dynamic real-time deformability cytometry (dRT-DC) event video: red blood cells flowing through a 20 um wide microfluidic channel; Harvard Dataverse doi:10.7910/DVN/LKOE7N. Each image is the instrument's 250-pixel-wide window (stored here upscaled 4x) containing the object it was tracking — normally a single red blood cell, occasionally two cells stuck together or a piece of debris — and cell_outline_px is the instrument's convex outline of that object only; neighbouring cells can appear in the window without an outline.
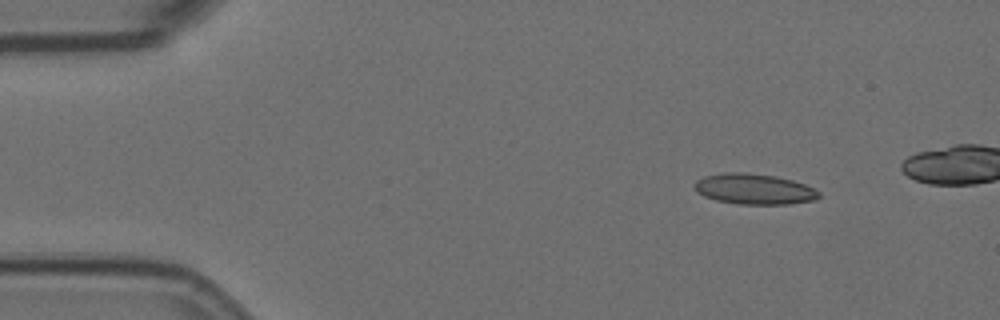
{"species": "Egyptian fruit bat (a non-hibernating species)", "species_latin": "Rousettus aegyptiacus", "temperature_condition": "room temperature", "stored_images_in_passage": 44, "camera_frame_rate_fps": 3000, "um_per_image_px": 0.085, "animal": {"sex": "female"}, "frame": {"image": 1, "passage_image": 1, "time_ms": 0.0, "image_size_px": [1000, 320], "cell_outline_px": [[820, 196], [812, 200], [788, 204], [740, 204], [716, 200], [704, 196], [696, 188], [696, 180], [704, 176], [724, 172], [744, 172], [776, 176], [792, 180], [804, 184], [820, 192]], "centroid_in_image_um": [64.11, 16.06], "position_along_channel_um": 20.9, "area_um2": 21.91}}
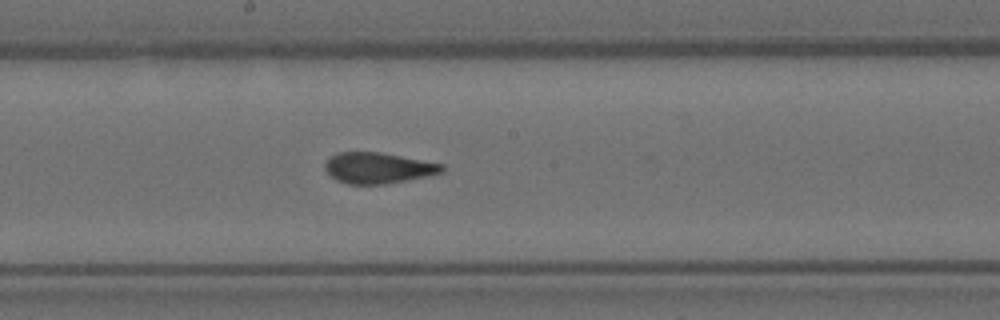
{"frame": {"image": 2, "passage_image": 24, "time_ms": 7.667, "image_size_px": [1000, 320], "cell_outline_px": [[444, 172], [428, 176], [384, 184], [348, 184], [336, 180], [324, 168], [324, 164], [332, 156], [340, 152], [380, 152], [444, 164]], "centroid_in_image_um": [32.16, 14.28], "position_along_channel_um": 216.0, "area_um2": 20.92}}
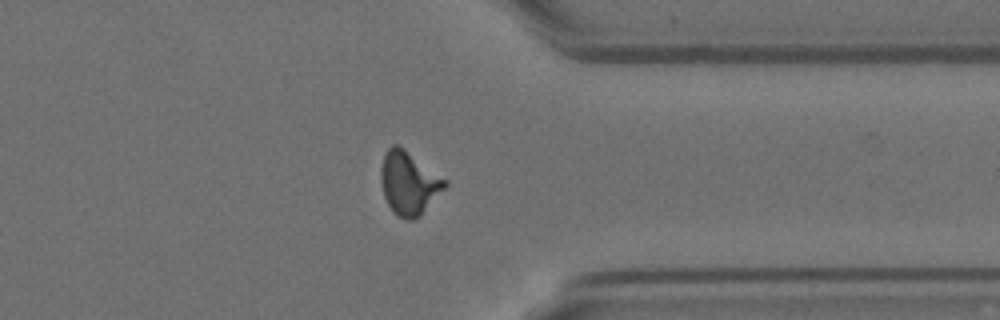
{"frame": {"image": 3, "passage_image": 38, "time_ms": 12.333, "image_size_px": [1000, 320], "cell_outline_px": [[448, 184], [420, 216], [412, 220], [404, 220], [392, 212], [384, 196], [380, 176], [380, 168], [384, 152], [392, 144], [396, 144], [404, 148], [448, 180]], "centroid_in_image_um": [34.74, 15.55], "position_along_channel_um": 376.7, "area_um2": 23.76}}